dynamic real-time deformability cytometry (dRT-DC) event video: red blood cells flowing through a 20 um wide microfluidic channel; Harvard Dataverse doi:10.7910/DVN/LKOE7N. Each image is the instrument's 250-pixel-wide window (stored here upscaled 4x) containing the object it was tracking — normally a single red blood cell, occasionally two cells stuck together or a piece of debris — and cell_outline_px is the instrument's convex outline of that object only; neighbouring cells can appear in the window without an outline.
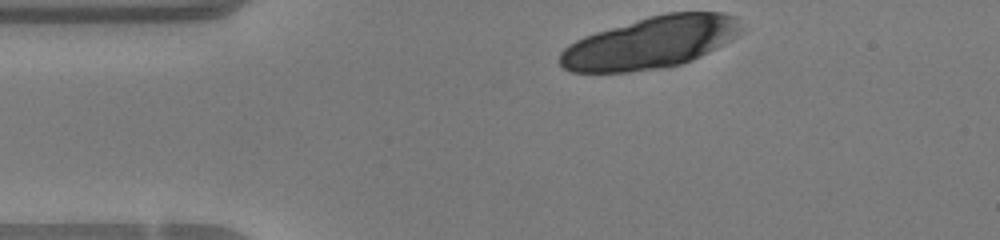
{"species": "human", "species_latin": "Homo sapiens", "temperature_condition": "warm", "stored_images_in_passage": 14, "camera_frame_rate_fps": 3000, "um_per_image_px": 0.085, "donor": {"sex": "female"}, "frame": {"image": 1, "passage_image": 1, "time_ms": 0.0, "image_size_px": [1000, 240], "cell_outline_px": [[740, 32], [732, 40], [692, 60], [680, 64], [664, 68], [628, 72], [572, 72], [564, 68], [560, 64], [560, 52], [568, 44], [584, 36], [596, 32], [648, 16], [668, 12], [724, 12], [736, 16], [740, 28]], "centroid_in_image_um": [55.3, 3.62], "position_along_channel_um": 29.7, "area_um2": 54.74}}